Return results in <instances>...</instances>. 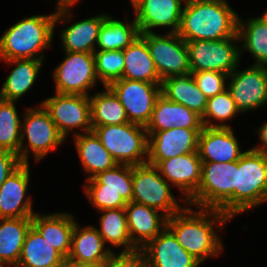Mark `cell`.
<instances>
[{
  "label": "cell",
  "mask_w": 267,
  "mask_h": 267,
  "mask_svg": "<svg viewBox=\"0 0 267 267\" xmlns=\"http://www.w3.org/2000/svg\"><path fill=\"white\" fill-rule=\"evenodd\" d=\"M132 7H134L136 4H138L141 0H130Z\"/></svg>",
  "instance_id": "7dc6e473"
},
{
  "label": "cell",
  "mask_w": 267,
  "mask_h": 267,
  "mask_svg": "<svg viewBox=\"0 0 267 267\" xmlns=\"http://www.w3.org/2000/svg\"><path fill=\"white\" fill-rule=\"evenodd\" d=\"M228 80L227 90L240 113L267 106V66L237 67Z\"/></svg>",
  "instance_id": "9a60e30c"
},
{
  "label": "cell",
  "mask_w": 267,
  "mask_h": 267,
  "mask_svg": "<svg viewBox=\"0 0 267 267\" xmlns=\"http://www.w3.org/2000/svg\"><path fill=\"white\" fill-rule=\"evenodd\" d=\"M29 170V163H22L0 186V218L33 217L36 213L32 208V198L26 196Z\"/></svg>",
  "instance_id": "ac0fdd59"
},
{
  "label": "cell",
  "mask_w": 267,
  "mask_h": 267,
  "mask_svg": "<svg viewBox=\"0 0 267 267\" xmlns=\"http://www.w3.org/2000/svg\"><path fill=\"white\" fill-rule=\"evenodd\" d=\"M202 130L174 127L164 131L147 132V163L157 166L162 160L198 152V138Z\"/></svg>",
  "instance_id": "2e32d148"
},
{
  "label": "cell",
  "mask_w": 267,
  "mask_h": 267,
  "mask_svg": "<svg viewBox=\"0 0 267 267\" xmlns=\"http://www.w3.org/2000/svg\"><path fill=\"white\" fill-rule=\"evenodd\" d=\"M161 94L167 99L182 104L203 116L208 98L199 89L192 74L170 76L161 81Z\"/></svg>",
  "instance_id": "f546056e"
},
{
  "label": "cell",
  "mask_w": 267,
  "mask_h": 267,
  "mask_svg": "<svg viewBox=\"0 0 267 267\" xmlns=\"http://www.w3.org/2000/svg\"><path fill=\"white\" fill-rule=\"evenodd\" d=\"M267 201V155L252 149L237 161L235 216Z\"/></svg>",
  "instance_id": "52a82bcc"
},
{
  "label": "cell",
  "mask_w": 267,
  "mask_h": 267,
  "mask_svg": "<svg viewBox=\"0 0 267 267\" xmlns=\"http://www.w3.org/2000/svg\"><path fill=\"white\" fill-rule=\"evenodd\" d=\"M239 145L232 128L204 126L198 138V154L202 162L238 161L245 153Z\"/></svg>",
  "instance_id": "44dd1931"
},
{
  "label": "cell",
  "mask_w": 267,
  "mask_h": 267,
  "mask_svg": "<svg viewBox=\"0 0 267 267\" xmlns=\"http://www.w3.org/2000/svg\"><path fill=\"white\" fill-rule=\"evenodd\" d=\"M43 61L39 59H12L4 61L6 64L15 66L1 87L0 99L17 102L34 85Z\"/></svg>",
  "instance_id": "83f0119b"
},
{
  "label": "cell",
  "mask_w": 267,
  "mask_h": 267,
  "mask_svg": "<svg viewBox=\"0 0 267 267\" xmlns=\"http://www.w3.org/2000/svg\"><path fill=\"white\" fill-rule=\"evenodd\" d=\"M174 127L203 129L202 116L186 106L175 103L160 94L156 99L151 120L146 125V131L158 132Z\"/></svg>",
  "instance_id": "7402d4cb"
},
{
  "label": "cell",
  "mask_w": 267,
  "mask_h": 267,
  "mask_svg": "<svg viewBox=\"0 0 267 267\" xmlns=\"http://www.w3.org/2000/svg\"><path fill=\"white\" fill-rule=\"evenodd\" d=\"M41 104L65 139L76 128L83 130L80 133L93 131L89 96L55 92Z\"/></svg>",
  "instance_id": "4fadbf2b"
},
{
  "label": "cell",
  "mask_w": 267,
  "mask_h": 267,
  "mask_svg": "<svg viewBox=\"0 0 267 267\" xmlns=\"http://www.w3.org/2000/svg\"><path fill=\"white\" fill-rule=\"evenodd\" d=\"M73 136L82 169L89 175L86 179L93 178L99 172L112 169L118 164L94 131L76 132Z\"/></svg>",
  "instance_id": "484cf974"
},
{
  "label": "cell",
  "mask_w": 267,
  "mask_h": 267,
  "mask_svg": "<svg viewBox=\"0 0 267 267\" xmlns=\"http://www.w3.org/2000/svg\"><path fill=\"white\" fill-rule=\"evenodd\" d=\"M119 98L129 122L146 127L152 117L161 84L119 79L108 86Z\"/></svg>",
  "instance_id": "5bb4252c"
},
{
  "label": "cell",
  "mask_w": 267,
  "mask_h": 267,
  "mask_svg": "<svg viewBox=\"0 0 267 267\" xmlns=\"http://www.w3.org/2000/svg\"><path fill=\"white\" fill-rule=\"evenodd\" d=\"M56 267H91L79 261H75L70 257H64Z\"/></svg>",
  "instance_id": "ee69618b"
},
{
  "label": "cell",
  "mask_w": 267,
  "mask_h": 267,
  "mask_svg": "<svg viewBox=\"0 0 267 267\" xmlns=\"http://www.w3.org/2000/svg\"><path fill=\"white\" fill-rule=\"evenodd\" d=\"M237 42L240 43L238 33L217 41H185L191 72L209 70L230 75L239 66L243 53Z\"/></svg>",
  "instance_id": "30bf717a"
},
{
  "label": "cell",
  "mask_w": 267,
  "mask_h": 267,
  "mask_svg": "<svg viewBox=\"0 0 267 267\" xmlns=\"http://www.w3.org/2000/svg\"><path fill=\"white\" fill-rule=\"evenodd\" d=\"M76 222L74 216L67 212L46 215L37 212L32 217V226L64 257H68L70 253L72 232Z\"/></svg>",
  "instance_id": "d4e9b609"
},
{
  "label": "cell",
  "mask_w": 267,
  "mask_h": 267,
  "mask_svg": "<svg viewBox=\"0 0 267 267\" xmlns=\"http://www.w3.org/2000/svg\"><path fill=\"white\" fill-rule=\"evenodd\" d=\"M146 267H199L201 262L189 254L165 228L142 249Z\"/></svg>",
  "instance_id": "d6986e66"
},
{
  "label": "cell",
  "mask_w": 267,
  "mask_h": 267,
  "mask_svg": "<svg viewBox=\"0 0 267 267\" xmlns=\"http://www.w3.org/2000/svg\"><path fill=\"white\" fill-rule=\"evenodd\" d=\"M183 1L186 0H141L133 7L140 33H152L157 27H168V32L177 33Z\"/></svg>",
  "instance_id": "ffe728a7"
},
{
  "label": "cell",
  "mask_w": 267,
  "mask_h": 267,
  "mask_svg": "<svg viewBox=\"0 0 267 267\" xmlns=\"http://www.w3.org/2000/svg\"><path fill=\"white\" fill-rule=\"evenodd\" d=\"M93 131L118 164L131 166L147 163L146 127L136 123L96 126Z\"/></svg>",
  "instance_id": "5b68a950"
},
{
  "label": "cell",
  "mask_w": 267,
  "mask_h": 267,
  "mask_svg": "<svg viewBox=\"0 0 267 267\" xmlns=\"http://www.w3.org/2000/svg\"><path fill=\"white\" fill-rule=\"evenodd\" d=\"M124 54L123 79L161 84L155 63L146 41L139 36L126 49Z\"/></svg>",
  "instance_id": "f1b7e54d"
},
{
  "label": "cell",
  "mask_w": 267,
  "mask_h": 267,
  "mask_svg": "<svg viewBox=\"0 0 267 267\" xmlns=\"http://www.w3.org/2000/svg\"><path fill=\"white\" fill-rule=\"evenodd\" d=\"M259 18L267 25V10L263 13V16H259Z\"/></svg>",
  "instance_id": "bcb514c9"
},
{
  "label": "cell",
  "mask_w": 267,
  "mask_h": 267,
  "mask_svg": "<svg viewBox=\"0 0 267 267\" xmlns=\"http://www.w3.org/2000/svg\"><path fill=\"white\" fill-rule=\"evenodd\" d=\"M65 57L53 72L55 92L89 96L88 89L96 87L93 53L64 52Z\"/></svg>",
  "instance_id": "7c38bea8"
},
{
  "label": "cell",
  "mask_w": 267,
  "mask_h": 267,
  "mask_svg": "<svg viewBox=\"0 0 267 267\" xmlns=\"http://www.w3.org/2000/svg\"><path fill=\"white\" fill-rule=\"evenodd\" d=\"M112 253L113 249L106 248L96 227L90 225L80 228L76 222L68 257L91 267H100Z\"/></svg>",
  "instance_id": "cb8c5ba5"
},
{
  "label": "cell",
  "mask_w": 267,
  "mask_h": 267,
  "mask_svg": "<svg viewBox=\"0 0 267 267\" xmlns=\"http://www.w3.org/2000/svg\"><path fill=\"white\" fill-rule=\"evenodd\" d=\"M132 183V201L156 209L167 218L184 208L173 196L171 185L154 165L144 163L132 166Z\"/></svg>",
  "instance_id": "9c48e42d"
},
{
  "label": "cell",
  "mask_w": 267,
  "mask_h": 267,
  "mask_svg": "<svg viewBox=\"0 0 267 267\" xmlns=\"http://www.w3.org/2000/svg\"><path fill=\"white\" fill-rule=\"evenodd\" d=\"M259 141L262 144L259 146L251 147L252 150L267 155V122L258 128Z\"/></svg>",
  "instance_id": "7bdbcfd3"
},
{
  "label": "cell",
  "mask_w": 267,
  "mask_h": 267,
  "mask_svg": "<svg viewBox=\"0 0 267 267\" xmlns=\"http://www.w3.org/2000/svg\"><path fill=\"white\" fill-rule=\"evenodd\" d=\"M131 242L142 249L166 228L167 217L160 211L134 201L124 207Z\"/></svg>",
  "instance_id": "603a6c76"
},
{
  "label": "cell",
  "mask_w": 267,
  "mask_h": 267,
  "mask_svg": "<svg viewBox=\"0 0 267 267\" xmlns=\"http://www.w3.org/2000/svg\"><path fill=\"white\" fill-rule=\"evenodd\" d=\"M64 256L31 226L25 236L17 267H56Z\"/></svg>",
  "instance_id": "1f68e13d"
},
{
  "label": "cell",
  "mask_w": 267,
  "mask_h": 267,
  "mask_svg": "<svg viewBox=\"0 0 267 267\" xmlns=\"http://www.w3.org/2000/svg\"><path fill=\"white\" fill-rule=\"evenodd\" d=\"M184 207L167 218L166 228L178 243L201 263L223 252L221 238L215 231L231 219L218 209Z\"/></svg>",
  "instance_id": "6da1fadb"
},
{
  "label": "cell",
  "mask_w": 267,
  "mask_h": 267,
  "mask_svg": "<svg viewBox=\"0 0 267 267\" xmlns=\"http://www.w3.org/2000/svg\"><path fill=\"white\" fill-rule=\"evenodd\" d=\"M237 161L202 162L201 182L186 205L218 209L231 220L235 216Z\"/></svg>",
  "instance_id": "277c9868"
},
{
  "label": "cell",
  "mask_w": 267,
  "mask_h": 267,
  "mask_svg": "<svg viewBox=\"0 0 267 267\" xmlns=\"http://www.w3.org/2000/svg\"><path fill=\"white\" fill-rule=\"evenodd\" d=\"M21 164L17 154L0 149V186Z\"/></svg>",
  "instance_id": "b9f144b4"
},
{
  "label": "cell",
  "mask_w": 267,
  "mask_h": 267,
  "mask_svg": "<svg viewBox=\"0 0 267 267\" xmlns=\"http://www.w3.org/2000/svg\"><path fill=\"white\" fill-rule=\"evenodd\" d=\"M24 115L25 118L21 120V144L18 154L21 163H29L31 151L36 162H39L66 141L42 104L40 107H28ZM26 138L28 146L24 144Z\"/></svg>",
  "instance_id": "8992f818"
},
{
  "label": "cell",
  "mask_w": 267,
  "mask_h": 267,
  "mask_svg": "<svg viewBox=\"0 0 267 267\" xmlns=\"http://www.w3.org/2000/svg\"><path fill=\"white\" fill-rule=\"evenodd\" d=\"M32 217L0 218V262L17 267Z\"/></svg>",
  "instance_id": "4dcf8cb0"
},
{
  "label": "cell",
  "mask_w": 267,
  "mask_h": 267,
  "mask_svg": "<svg viewBox=\"0 0 267 267\" xmlns=\"http://www.w3.org/2000/svg\"><path fill=\"white\" fill-rule=\"evenodd\" d=\"M109 14H98L62 29L60 38L64 52L94 53L102 23Z\"/></svg>",
  "instance_id": "4316f807"
},
{
  "label": "cell",
  "mask_w": 267,
  "mask_h": 267,
  "mask_svg": "<svg viewBox=\"0 0 267 267\" xmlns=\"http://www.w3.org/2000/svg\"><path fill=\"white\" fill-rule=\"evenodd\" d=\"M100 267H146L141 249L132 252L112 253Z\"/></svg>",
  "instance_id": "60d3db41"
},
{
  "label": "cell",
  "mask_w": 267,
  "mask_h": 267,
  "mask_svg": "<svg viewBox=\"0 0 267 267\" xmlns=\"http://www.w3.org/2000/svg\"><path fill=\"white\" fill-rule=\"evenodd\" d=\"M161 176L182 192V202L186 204L198 190L201 182L202 160L198 152L178 155L162 160L156 166Z\"/></svg>",
  "instance_id": "e0dca14e"
},
{
  "label": "cell",
  "mask_w": 267,
  "mask_h": 267,
  "mask_svg": "<svg viewBox=\"0 0 267 267\" xmlns=\"http://www.w3.org/2000/svg\"><path fill=\"white\" fill-rule=\"evenodd\" d=\"M105 91L89 95L92 129L96 126L119 125L129 123L125 109L119 98L108 87Z\"/></svg>",
  "instance_id": "836d02e7"
},
{
  "label": "cell",
  "mask_w": 267,
  "mask_h": 267,
  "mask_svg": "<svg viewBox=\"0 0 267 267\" xmlns=\"http://www.w3.org/2000/svg\"><path fill=\"white\" fill-rule=\"evenodd\" d=\"M238 113L240 112L236 108L229 91L226 89L222 93L208 99L206 111L202 116V122L205 127H230L225 121L232 119ZM213 119L219 123H212Z\"/></svg>",
  "instance_id": "f35d334b"
},
{
  "label": "cell",
  "mask_w": 267,
  "mask_h": 267,
  "mask_svg": "<svg viewBox=\"0 0 267 267\" xmlns=\"http://www.w3.org/2000/svg\"><path fill=\"white\" fill-rule=\"evenodd\" d=\"M85 193L98 211L124 208L132 201V166L117 164L109 170L99 172L86 179Z\"/></svg>",
  "instance_id": "ba28073f"
},
{
  "label": "cell",
  "mask_w": 267,
  "mask_h": 267,
  "mask_svg": "<svg viewBox=\"0 0 267 267\" xmlns=\"http://www.w3.org/2000/svg\"><path fill=\"white\" fill-rule=\"evenodd\" d=\"M7 264L1 263L0 262V267H6Z\"/></svg>",
  "instance_id": "c3c4849f"
},
{
  "label": "cell",
  "mask_w": 267,
  "mask_h": 267,
  "mask_svg": "<svg viewBox=\"0 0 267 267\" xmlns=\"http://www.w3.org/2000/svg\"><path fill=\"white\" fill-rule=\"evenodd\" d=\"M238 17V36L242 48L255 59L253 65L267 66V25L257 16L246 22Z\"/></svg>",
  "instance_id": "d590c367"
},
{
  "label": "cell",
  "mask_w": 267,
  "mask_h": 267,
  "mask_svg": "<svg viewBox=\"0 0 267 267\" xmlns=\"http://www.w3.org/2000/svg\"><path fill=\"white\" fill-rule=\"evenodd\" d=\"M177 34L184 41H217L237 34L238 14L227 0H186Z\"/></svg>",
  "instance_id": "3957f363"
},
{
  "label": "cell",
  "mask_w": 267,
  "mask_h": 267,
  "mask_svg": "<svg viewBox=\"0 0 267 267\" xmlns=\"http://www.w3.org/2000/svg\"><path fill=\"white\" fill-rule=\"evenodd\" d=\"M140 36L146 41L161 80L191 74L186 43L177 33L152 32L140 33Z\"/></svg>",
  "instance_id": "8fae6325"
},
{
  "label": "cell",
  "mask_w": 267,
  "mask_h": 267,
  "mask_svg": "<svg viewBox=\"0 0 267 267\" xmlns=\"http://www.w3.org/2000/svg\"><path fill=\"white\" fill-rule=\"evenodd\" d=\"M93 54L95 58V73L104 87L122 79L125 67L123 50H95Z\"/></svg>",
  "instance_id": "74e56055"
},
{
  "label": "cell",
  "mask_w": 267,
  "mask_h": 267,
  "mask_svg": "<svg viewBox=\"0 0 267 267\" xmlns=\"http://www.w3.org/2000/svg\"><path fill=\"white\" fill-rule=\"evenodd\" d=\"M71 12V8H64L50 15H32L18 20L0 37V60H43L42 51L52 45L55 26L59 21L68 22Z\"/></svg>",
  "instance_id": "7a4b0ae2"
},
{
  "label": "cell",
  "mask_w": 267,
  "mask_h": 267,
  "mask_svg": "<svg viewBox=\"0 0 267 267\" xmlns=\"http://www.w3.org/2000/svg\"><path fill=\"white\" fill-rule=\"evenodd\" d=\"M16 101L0 99V149L19 154L21 144V119Z\"/></svg>",
  "instance_id": "8d00e7d4"
},
{
  "label": "cell",
  "mask_w": 267,
  "mask_h": 267,
  "mask_svg": "<svg viewBox=\"0 0 267 267\" xmlns=\"http://www.w3.org/2000/svg\"><path fill=\"white\" fill-rule=\"evenodd\" d=\"M131 22L125 23L108 15L100 28L96 50L112 51L126 49L140 36L135 18Z\"/></svg>",
  "instance_id": "d6a6232c"
},
{
  "label": "cell",
  "mask_w": 267,
  "mask_h": 267,
  "mask_svg": "<svg viewBox=\"0 0 267 267\" xmlns=\"http://www.w3.org/2000/svg\"><path fill=\"white\" fill-rule=\"evenodd\" d=\"M99 234L104 243L115 247H123L121 252H132L138 248L131 242L127 225L125 208L101 210Z\"/></svg>",
  "instance_id": "e575fe53"
},
{
  "label": "cell",
  "mask_w": 267,
  "mask_h": 267,
  "mask_svg": "<svg viewBox=\"0 0 267 267\" xmlns=\"http://www.w3.org/2000/svg\"><path fill=\"white\" fill-rule=\"evenodd\" d=\"M77 2H79V0H57L56 10L72 8Z\"/></svg>",
  "instance_id": "f6af8a7d"
},
{
  "label": "cell",
  "mask_w": 267,
  "mask_h": 267,
  "mask_svg": "<svg viewBox=\"0 0 267 267\" xmlns=\"http://www.w3.org/2000/svg\"><path fill=\"white\" fill-rule=\"evenodd\" d=\"M199 89L209 99L227 89L228 75L218 71L191 72Z\"/></svg>",
  "instance_id": "ab89813d"
}]
</instances>
